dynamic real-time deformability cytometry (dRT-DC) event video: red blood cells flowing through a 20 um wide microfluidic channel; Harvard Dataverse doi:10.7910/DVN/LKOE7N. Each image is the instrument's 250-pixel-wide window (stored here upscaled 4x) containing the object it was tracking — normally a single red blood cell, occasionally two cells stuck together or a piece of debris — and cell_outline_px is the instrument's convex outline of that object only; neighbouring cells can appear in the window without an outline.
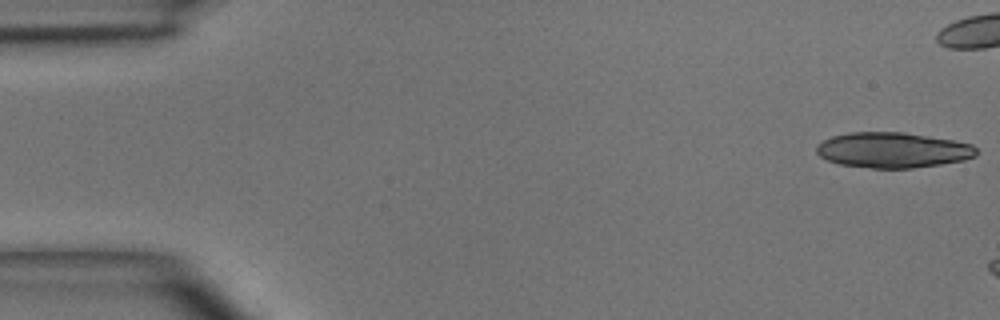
{"species": "common noctule bat (a hibernating species)", "species_latin": "Nyctalus noctula", "temperature_condition": "room temperature", "stored_images_in_passage": 3, "camera_frame_rate_fps": 3000, "um_per_image_px": 0.085, "animal": {"sex": "male", "body_mass_g": 15.6}, "frame": {"image": 1, "passage_image": 1, "time_ms": 0.0, "image_size_px": [1000, 320], "cell_outline_px": [[980, 152], [976, 156], [964, 160], [940, 164], [912, 168], [872, 168], [840, 164], [828, 160], [820, 156], [816, 152], [816, 148], [824, 140], [832, 136], [848, 132], [904, 132], [952, 140], [972, 144]], "centroid_in_image_um": [75.92, 12.75], "position_along_channel_um": 9.1, "area_um2": 32.95}}